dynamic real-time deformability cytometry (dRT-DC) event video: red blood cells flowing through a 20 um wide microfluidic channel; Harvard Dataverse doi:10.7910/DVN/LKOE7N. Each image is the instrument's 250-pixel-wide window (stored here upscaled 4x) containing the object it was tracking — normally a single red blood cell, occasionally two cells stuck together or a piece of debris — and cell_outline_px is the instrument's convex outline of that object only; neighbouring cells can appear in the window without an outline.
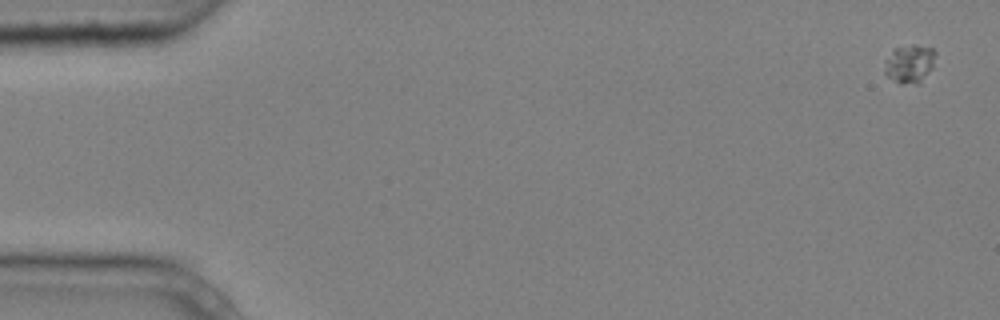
{"species": "common noctule bat (a hibernating species)", "species_latin": "Nyctalus noctula", "temperature_condition": "cold", "stored_images_in_passage": 10, "camera_frame_rate_fps": 3000, "um_per_image_px": 0.085, "animal": {"sex": "male", "body_mass_g": 20.4}, "frame": {"image": 1, "passage_image": 1, "time_ms": 0.0, "image_size_px": [1000, 320], "cell_outline_px": [[936, 56], [932, 68], [920, 84], [900, 84], [888, 76], [884, 72], [884, 60], [896, 48], [912, 44], [932, 48], [936, 52]], "centroid_in_image_um": [77.33, 5.43], "position_along_channel_um": 7.7, "area_um2": 11.5}}
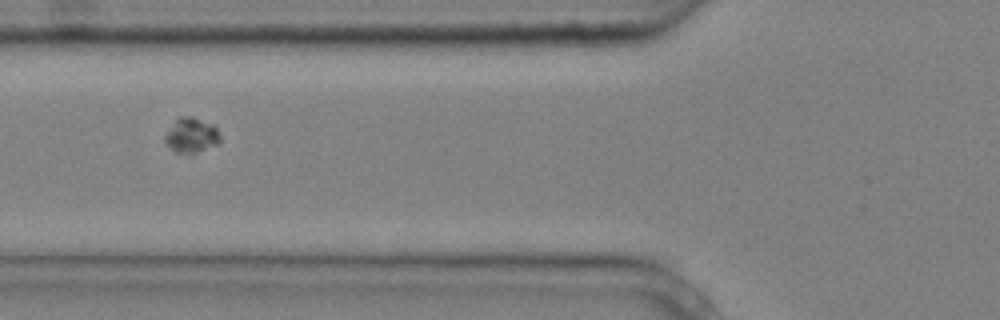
{"frame": {"image": 2, "passage_image": 6, "time_ms": 1.667, "image_size_px": [1000, 320], "cell_outline_px": [[220, 144], [192, 156], [176, 152], [164, 140], [164, 136], [176, 120], [180, 116], [192, 116], [212, 124], [216, 128], [220, 136]], "centroid_in_image_um": [16.31, 11.55], "position_along_channel_um": 109.5, "area_um2": 11.44}}
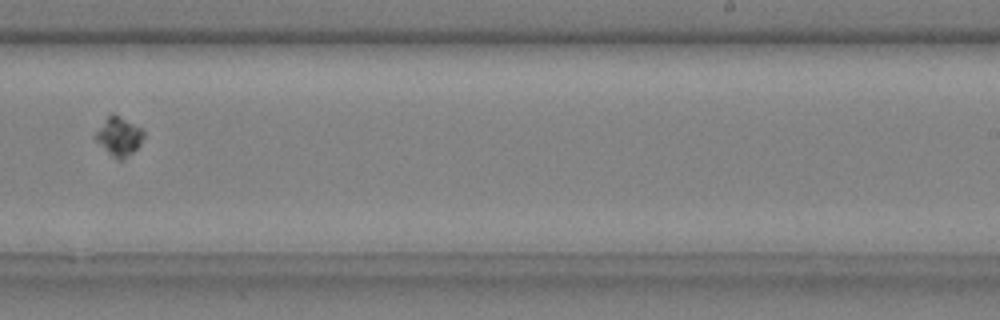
{"frame": {"image": 3, "passage_image": 10, "time_ms": 3.0, "image_size_px": [1000, 320], "cell_outline_px": [[144, 136], [140, 144], [132, 152], [120, 160], [116, 160], [96, 140], [96, 132], [108, 116], [112, 112], [140, 128], [144, 132]], "centroid_in_image_um": [10.12, 11.6], "position_along_channel_um": 278.9, "area_um2": 10.35}}